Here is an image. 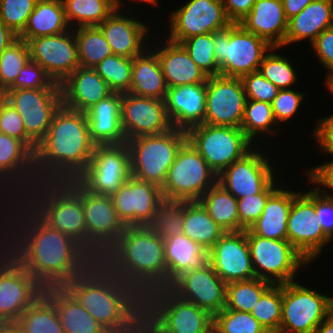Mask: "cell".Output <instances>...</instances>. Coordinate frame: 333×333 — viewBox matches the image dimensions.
I'll use <instances>...</instances> for the list:
<instances>
[{
    "mask_svg": "<svg viewBox=\"0 0 333 333\" xmlns=\"http://www.w3.org/2000/svg\"><path fill=\"white\" fill-rule=\"evenodd\" d=\"M209 263L226 284L256 278L246 230L225 232L209 250Z\"/></svg>",
    "mask_w": 333,
    "mask_h": 333,
    "instance_id": "obj_25",
    "label": "cell"
},
{
    "mask_svg": "<svg viewBox=\"0 0 333 333\" xmlns=\"http://www.w3.org/2000/svg\"><path fill=\"white\" fill-rule=\"evenodd\" d=\"M277 124L270 103L263 101L246 100L241 129L246 136L254 142L256 136L263 132L274 133L271 125ZM273 130V131H271Z\"/></svg>",
    "mask_w": 333,
    "mask_h": 333,
    "instance_id": "obj_48",
    "label": "cell"
},
{
    "mask_svg": "<svg viewBox=\"0 0 333 333\" xmlns=\"http://www.w3.org/2000/svg\"><path fill=\"white\" fill-rule=\"evenodd\" d=\"M132 176L127 143L95 145L90 164L75 178L87 191L112 196Z\"/></svg>",
    "mask_w": 333,
    "mask_h": 333,
    "instance_id": "obj_13",
    "label": "cell"
},
{
    "mask_svg": "<svg viewBox=\"0 0 333 333\" xmlns=\"http://www.w3.org/2000/svg\"><path fill=\"white\" fill-rule=\"evenodd\" d=\"M7 102V93L6 90L0 89V111L3 105Z\"/></svg>",
    "mask_w": 333,
    "mask_h": 333,
    "instance_id": "obj_69",
    "label": "cell"
},
{
    "mask_svg": "<svg viewBox=\"0 0 333 333\" xmlns=\"http://www.w3.org/2000/svg\"><path fill=\"white\" fill-rule=\"evenodd\" d=\"M121 125L126 140L156 135L172 128L164 100L122 93Z\"/></svg>",
    "mask_w": 333,
    "mask_h": 333,
    "instance_id": "obj_23",
    "label": "cell"
},
{
    "mask_svg": "<svg viewBox=\"0 0 333 333\" xmlns=\"http://www.w3.org/2000/svg\"><path fill=\"white\" fill-rule=\"evenodd\" d=\"M119 219L125 226H147L164 199L161 188L131 176L111 196Z\"/></svg>",
    "mask_w": 333,
    "mask_h": 333,
    "instance_id": "obj_26",
    "label": "cell"
},
{
    "mask_svg": "<svg viewBox=\"0 0 333 333\" xmlns=\"http://www.w3.org/2000/svg\"><path fill=\"white\" fill-rule=\"evenodd\" d=\"M315 333H333V312L316 328Z\"/></svg>",
    "mask_w": 333,
    "mask_h": 333,
    "instance_id": "obj_67",
    "label": "cell"
},
{
    "mask_svg": "<svg viewBox=\"0 0 333 333\" xmlns=\"http://www.w3.org/2000/svg\"><path fill=\"white\" fill-rule=\"evenodd\" d=\"M30 60L26 41L17 39L0 54V87L8 90L16 81L22 67Z\"/></svg>",
    "mask_w": 333,
    "mask_h": 333,
    "instance_id": "obj_49",
    "label": "cell"
},
{
    "mask_svg": "<svg viewBox=\"0 0 333 333\" xmlns=\"http://www.w3.org/2000/svg\"><path fill=\"white\" fill-rule=\"evenodd\" d=\"M214 56L220 75L241 78L259 70L262 59L272 46L246 31L239 23L213 33Z\"/></svg>",
    "mask_w": 333,
    "mask_h": 333,
    "instance_id": "obj_8",
    "label": "cell"
},
{
    "mask_svg": "<svg viewBox=\"0 0 333 333\" xmlns=\"http://www.w3.org/2000/svg\"><path fill=\"white\" fill-rule=\"evenodd\" d=\"M63 287L109 333L130 330L144 315V298L100 260Z\"/></svg>",
    "mask_w": 333,
    "mask_h": 333,
    "instance_id": "obj_2",
    "label": "cell"
},
{
    "mask_svg": "<svg viewBox=\"0 0 333 333\" xmlns=\"http://www.w3.org/2000/svg\"><path fill=\"white\" fill-rule=\"evenodd\" d=\"M38 0H0V21L16 35L25 29Z\"/></svg>",
    "mask_w": 333,
    "mask_h": 333,
    "instance_id": "obj_53",
    "label": "cell"
},
{
    "mask_svg": "<svg viewBox=\"0 0 333 333\" xmlns=\"http://www.w3.org/2000/svg\"><path fill=\"white\" fill-rule=\"evenodd\" d=\"M1 333H27L17 322L1 323Z\"/></svg>",
    "mask_w": 333,
    "mask_h": 333,
    "instance_id": "obj_68",
    "label": "cell"
},
{
    "mask_svg": "<svg viewBox=\"0 0 333 333\" xmlns=\"http://www.w3.org/2000/svg\"><path fill=\"white\" fill-rule=\"evenodd\" d=\"M214 333H268L251 313L224 308L214 316Z\"/></svg>",
    "mask_w": 333,
    "mask_h": 333,
    "instance_id": "obj_50",
    "label": "cell"
},
{
    "mask_svg": "<svg viewBox=\"0 0 333 333\" xmlns=\"http://www.w3.org/2000/svg\"><path fill=\"white\" fill-rule=\"evenodd\" d=\"M299 193L277 188L267 199L261 216L249 229L263 238L287 240L290 208Z\"/></svg>",
    "mask_w": 333,
    "mask_h": 333,
    "instance_id": "obj_36",
    "label": "cell"
},
{
    "mask_svg": "<svg viewBox=\"0 0 333 333\" xmlns=\"http://www.w3.org/2000/svg\"><path fill=\"white\" fill-rule=\"evenodd\" d=\"M7 102L20 114L27 136L38 145L63 105L61 89H8Z\"/></svg>",
    "mask_w": 333,
    "mask_h": 333,
    "instance_id": "obj_17",
    "label": "cell"
},
{
    "mask_svg": "<svg viewBox=\"0 0 333 333\" xmlns=\"http://www.w3.org/2000/svg\"><path fill=\"white\" fill-rule=\"evenodd\" d=\"M333 312V298L296 281L282 284V319L279 333H315Z\"/></svg>",
    "mask_w": 333,
    "mask_h": 333,
    "instance_id": "obj_11",
    "label": "cell"
},
{
    "mask_svg": "<svg viewBox=\"0 0 333 333\" xmlns=\"http://www.w3.org/2000/svg\"><path fill=\"white\" fill-rule=\"evenodd\" d=\"M74 34L78 44L80 67L94 68L104 58L113 54L98 26L76 27Z\"/></svg>",
    "mask_w": 333,
    "mask_h": 333,
    "instance_id": "obj_43",
    "label": "cell"
},
{
    "mask_svg": "<svg viewBox=\"0 0 333 333\" xmlns=\"http://www.w3.org/2000/svg\"><path fill=\"white\" fill-rule=\"evenodd\" d=\"M17 39L18 35L0 21V54Z\"/></svg>",
    "mask_w": 333,
    "mask_h": 333,
    "instance_id": "obj_65",
    "label": "cell"
},
{
    "mask_svg": "<svg viewBox=\"0 0 333 333\" xmlns=\"http://www.w3.org/2000/svg\"><path fill=\"white\" fill-rule=\"evenodd\" d=\"M276 189L273 181L263 192L237 199L238 232L251 228L261 216L267 199Z\"/></svg>",
    "mask_w": 333,
    "mask_h": 333,
    "instance_id": "obj_54",
    "label": "cell"
},
{
    "mask_svg": "<svg viewBox=\"0 0 333 333\" xmlns=\"http://www.w3.org/2000/svg\"><path fill=\"white\" fill-rule=\"evenodd\" d=\"M186 134L187 140L217 176L252 150V141L240 127L203 123L189 129Z\"/></svg>",
    "mask_w": 333,
    "mask_h": 333,
    "instance_id": "obj_10",
    "label": "cell"
},
{
    "mask_svg": "<svg viewBox=\"0 0 333 333\" xmlns=\"http://www.w3.org/2000/svg\"><path fill=\"white\" fill-rule=\"evenodd\" d=\"M198 201L225 232H238V201L230 192L216 183Z\"/></svg>",
    "mask_w": 333,
    "mask_h": 333,
    "instance_id": "obj_40",
    "label": "cell"
},
{
    "mask_svg": "<svg viewBox=\"0 0 333 333\" xmlns=\"http://www.w3.org/2000/svg\"><path fill=\"white\" fill-rule=\"evenodd\" d=\"M21 199L52 229L69 235L87 250L81 185L75 179L38 181Z\"/></svg>",
    "mask_w": 333,
    "mask_h": 333,
    "instance_id": "obj_5",
    "label": "cell"
},
{
    "mask_svg": "<svg viewBox=\"0 0 333 333\" xmlns=\"http://www.w3.org/2000/svg\"><path fill=\"white\" fill-rule=\"evenodd\" d=\"M333 26V0H315L288 20L284 46L305 40L312 43L325 29Z\"/></svg>",
    "mask_w": 333,
    "mask_h": 333,
    "instance_id": "obj_35",
    "label": "cell"
},
{
    "mask_svg": "<svg viewBox=\"0 0 333 333\" xmlns=\"http://www.w3.org/2000/svg\"><path fill=\"white\" fill-rule=\"evenodd\" d=\"M303 94L292 89H280L271 103L273 115L278 123L287 121L297 112L303 101Z\"/></svg>",
    "mask_w": 333,
    "mask_h": 333,
    "instance_id": "obj_58",
    "label": "cell"
},
{
    "mask_svg": "<svg viewBox=\"0 0 333 333\" xmlns=\"http://www.w3.org/2000/svg\"><path fill=\"white\" fill-rule=\"evenodd\" d=\"M246 100L240 78L208 77L204 124L241 127Z\"/></svg>",
    "mask_w": 333,
    "mask_h": 333,
    "instance_id": "obj_19",
    "label": "cell"
},
{
    "mask_svg": "<svg viewBox=\"0 0 333 333\" xmlns=\"http://www.w3.org/2000/svg\"><path fill=\"white\" fill-rule=\"evenodd\" d=\"M312 1L315 0H282L286 18L298 15Z\"/></svg>",
    "mask_w": 333,
    "mask_h": 333,
    "instance_id": "obj_64",
    "label": "cell"
},
{
    "mask_svg": "<svg viewBox=\"0 0 333 333\" xmlns=\"http://www.w3.org/2000/svg\"><path fill=\"white\" fill-rule=\"evenodd\" d=\"M287 240L310 263L316 259L323 246L332 241L322 230L314 207V187L299 193L290 208Z\"/></svg>",
    "mask_w": 333,
    "mask_h": 333,
    "instance_id": "obj_18",
    "label": "cell"
},
{
    "mask_svg": "<svg viewBox=\"0 0 333 333\" xmlns=\"http://www.w3.org/2000/svg\"><path fill=\"white\" fill-rule=\"evenodd\" d=\"M166 41L163 48H155L154 52L158 56L168 88L207 82L208 76L191 59L184 46L169 39Z\"/></svg>",
    "mask_w": 333,
    "mask_h": 333,
    "instance_id": "obj_32",
    "label": "cell"
},
{
    "mask_svg": "<svg viewBox=\"0 0 333 333\" xmlns=\"http://www.w3.org/2000/svg\"><path fill=\"white\" fill-rule=\"evenodd\" d=\"M152 52V53H151ZM148 48L133 58L132 78L129 93L136 96L164 100L168 86L157 54Z\"/></svg>",
    "mask_w": 333,
    "mask_h": 333,
    "instance_id": "obj_37",
    "label": "cell"
},
{
    "mask_svg": "<svg viewBox=\"0 0 333 333\" xmlns=\"http://www.w3.org/2000/svg\"><path fill=\"white\" fill-rule=\"evenodd\" d=\"M16 322L27 333H64L55 305L44 294Z\"/></svg>",
    "mask_w": 333,
    "mask_h": 333,
    "instance_id": "obj_42",
    "label": "cell"
},
{
    "mask_svg": "<svg viewBox=\"0 0 333 333\" xmlns=\"http://www.w3.org/2000/svg\"><path fill=\"white\" fill-rule=\"evenodd\" d=\"M27 44L30 60L38 63L55 83L61 84L80 66L72 28L64 33L30 39Z\"/></svg>",
    "mask_w": 333,
    "mask_h": 333,
    "instance_id": "obj_21",
    "label": "cell"
},
{
    "mask_svg": "<svg viewBox=\"0 0 333 333\" xmlns=\"http://www.w3.org/2000/svg\"><path fill=\"white\" fill-rule=\"evenodd\" d=\"M94 147L85 112L62 105L55 113L45 138L37 145V180L75 179L90 164Z\"/></svg>",
    "mask_w": 333,
    "mask_h": 333,
    "instance_id": "obj_3",
    "label": "cell"
},
{
    "mask_svg": "<svg viewBox=\"0 0 333 333\" xmlns=\"http://www.w3.org/2000/svg\"><path fill=\"white\" fill-rule=\"evenodd\" d=\"M37 182L35 153L22 140L0 132V202L21 198Z\"/></svg>",
    "mask_w": 333,
    "mask_h": 333,
    "instance_id": "obj_16",
    "label": "cell"
},
{
    "mask_svg": "<svg viewBox=\"0 0 333 333\" xmlns=\"http://www.w3.org/2000/svg\"><path fill=\"white\" fill-rule=\"evenodd\" d=\"M250 313L268 333H279L282 319V284H272Z\"/></svg>",
    "mask_w": 333,
    "mask_h": 333,
    "instance_id": "obj_47",
    "label": "cell"
},
{
    "mask_svg": "<svg viewBox=\"0 0 333 333\" xmlns=\"http://www.w3.org/2000/svg\"><path fill=\"white\" fill-rule=\"evenodd\" d=\"M183 234L209 251L225 231L199 201H184Z\"/></svg>",
    "mask_w": 333,
    "mask_h": 333,
    "instance_id": "obj_39",
    "label": "cell"
},
{
    "mask_svg": "<svg viewBox=\"0 0 333 333\" xmlns=\"http://www.w3.org/2000/svg\"><path fill=\"white\" fill-rule=\"evenodd\" d=\"M169 40L181 43L200 34L214 33L232 24L223 0H190L172 12Z\"/></svg>",
    "mask_w": 333,
    "mask_h": 333,
    "instance_id": "obj_20",
    "label": "cell"
},
{
    "mask_svg": "<svg viewBox=\"0 0 333 333\" xmlns=\"http://www.w3.org/2000/svg\"><path fill=\"white\" fill-rule=\"evenodd\" d=\"M226 286L208 263L200 269L181 274L168 288L181 299L192 302L214 317L225 308Z\"/></svg>",
    "mask_w": 333,
    "mask_h": 333,
    "instance_id": "obj_22",
    "label": "cell"
},
{
    "mask_svg": "<svg viewBox=\"0 0 333 333\" xmlns=\"http://www.w3.org/2000/svg\"><path fill=\"white\" fill-rule=\"evenodd\" d=\"M257 0H223L227 17L232 23H238L252 9Z\"/></svg>",
    "mask_w": 333,
    "mask_h": 333,
    "instance_id": "obj_62",
    "label": "cell"
},
{
    "mask_svg": "<svg viewBox=\"0 0 333 333\" xmlns=\"http://www.w3.org/2000/svg\"><path fill=\"white\" fill-rule=\"evenodd\" d=\"M63 106L85 112L113 93L94 68H76L61 84Z\"/></svg>",
    "mask_w": 333,
    "mask_h": 333,
    "instance_id": "obj_28",
    "label": "cell"
},
{
    "mask_svg": "<svg viewBox=\"0 0 333 333\" xmlns=\"http://www.w3.org/2000/svg\"><path fill=\"white\" fill-rule=\"evenodd\" d=\"M238 23L272 47L284 46L288 19L282 0H257L251 11Z\"/></svg>",
    "mask_w": 333,
    "mask_h": 333,
    "instance_id": "obj_29",
    "label": "cell"
},
{
    "mask_svg": "<svg viewBox=\"0 0 333 333\" xmlns=\"http://www.w3.org/2000/svg\"><path fill=\"white\" fill-rule=\"evenodd\" d=\"M217 175L186 140L177 152L161 188L164 199L198 201L217 183Z\"/></svg>",
    "mask_w": 333,
    "mask_h": 333,
    "instance_id": "obj_9",
    "label": "cell"
},
{
    "mask_svg": "<svg viewBox=\"0 0 333 333\" xmlns=\"http://www.w3.org/2000/svg\"><path fill=\"white\" fill-rule=\"evenodd\" d=\"M167 264V287L181 274L200 269L209 263V251L183 233L164 239Z\"/></svg>",
    "mask_w": 333,
    "mask_h": 333,
    "instance_id": "obj_33",
    "label": "cell"
},
{
    "mask_svg": "<svg viewBox=\"0 0 333 333\" xmlns=\"http://www.w3.org/2000/svg\"><path fill=\"white\" fill-rule=\"evenodd\" d=\"M246 99L254 101H263L272 103L280 90L269 80H267L260 71L251 72L241 78Z\"/></svg>",
    "mask_w": 333,
    "mask_h": 333,
    "instance_id": "obj_56",
    "label": "cell"
},
{
    "mask_svg": "<svg viewBox=\"0 0 333 333\" xmlns=\"http://www.w3.org/2000/svg\"><path fill=\"white\" fill-rule=\"evenodd\" d=\"M191 59L210 76L220 75V67L214 56L213 33L200 34L181 42Z\"/></svg>",
    "mask_w": 333,
    "mask_h": 333,
    "instance_id": "obj_51",
    "label": "cell"
},
{
    "mask_svg": "<svg viewBox=\"0 0 333 333\" xmlns=\"http://www.w3.org/2000/svg\"><path fill=\"white\" fill-rule=\"evenodd\" d=\"M186 140V132L174 127L162 134L144 135L127 140L132 176L162 188L168 170Z\"/></svg>",
    "mask_w": 333,
    "mask_h": 333,
    "instance_id": "obj_7",
    "label": "cell"
},
{
    "mask_svg": "<svg viewBox=\"0 0 333 333\" xmlns=\"http://www.w3.org/2000/svg\"><path fill=\"white\" fill-rule=\"evenodd\" d=\"M183 225L184 201L163 199L146 227L165 239L182 234Z\"/></svg>",
    "mask_w": 333,
    "mask_h": 333,
    "instance_id": "obj_45",
    "label": "cell"
},
{
    "mask_svg": "<svg viewBox=\"0 0 333 333\" xmlns=\"http://www.w3.org/2000/svg\"><path fill=\"white\" fill-rule=\"evenodd\" d=\"M269 162L264 153L251 150L223 170L217 183L237 199L261 193L275 178Z\"/></svg>",
    "mask_w": 333,
    "mask_h": 333,
    "instance_id": "obj_24",
    "label": "cell"
},
{
    "mask_svg": "<svg viewBox=\"0 0 333 333\" xmlns=\"http://www.w3.org/2000/svg\"><path fill=\"white\" fill-rule=\"evenodd\" d=\"M126 333H158L156 329L142 317L130 330Z\"/></svg>",
    "mask_w": 333,
    "mask_h": 333,
    "instance_id": "obj_66",
    "label": "cell"
},
{
    "mask_svg": "<svg viewBox=\"0 0 333 333\" xmlns=\"http://www.w3.org/2000/svg\"><path fill=\"white\" fill-rule=\"evenodd\" d=\"M86 231L87 251L100 260L120 238L126 226L119 219L111 196L99 195L81 186Z\"/></svg>",
    "mask_w": 333,
    "mask_h": 333,
    "instance_id": "obj_15",
    "label": "cell"
},
{
    "mask_svg": "<svg viewBox=\"0 0 333 333\" xmlns=\"http://www.w3.org/2000/svg\"><path fill=\"white\" fill-rule=\"evenodd\" d=\"M132 1H135V0H132ZM136 1H141V2H147V3H151L152 5L154 4L155 6H158V0H136Z\"/></svg>",
    "mask_w": 333,
    "mask_h": 333,
    "instance_id": "obj_71",
    "label": "cell"
},
{
    "mask_svg": "<svg viewBox=\"0 0 333 333\" xmlns=\"http://www.w3.org/2000/svg\"><path fill=\"white\" fill-rule=\"evenodd\" d=\"M55 305L64 333H109L64 287L44 288Z\"/></svg>",
    "mask_w": 333,
    "mask_h": 333,
    "instance_id": "obj_34",
    "label": "cell"
},
{
    "mask_svg": "<svg viewBox=\"0 0 333 333\" xmlns=\"http://www.w3.org/2000/svg\"><path fill=\"white\" fill-rule=\"evenodd\" d=\"M313 135L317 138L323 152L333 155V114L319 120Z\"/></svg>",
    "mask_w": 333,
    "mask_h": 333,
    "instance_id": "obj_61",
    "label": "cell"
},
{
    "mask_svg": "<svg viewBox=\"0 0 333 333\" xmlns=\"http://www.w3.org/2000/svg\"><path fill=\"white\" fill-rule=\"evenodd\" d=\"M116 9L98 27L108 41L113 54L134 58L141 55L147 48L144 37L147 34V25L140 20L128 18L118 13Z\"/></svg>",
    "mask_w": 333,
    "mask_h": 333,
    "instance_id": "obj_31",
    "label": "cell"
},
{
    "mask_svg": "<svg viewBox=\"0 0 333 333\" xmlns=\"http://www.w3.org/2000/svg\"><path fill=\"white\" fill-rule=\"evenodd\" d=\"M9 89H61V86L53 82L38 63L29 60Z\"/></svg>",
    "mask_w": 333,
    "mask_h": 333,
    "instance_id": "obj_55",
    "label": "cell"
},
{
    "mask_svg": "<svg viewBox=\"0 0 333 333\" xmlns=\"http://www.w3.org/2000/svg\"><path fill=\"white\" fill-rule=\"evenodd\" d=\"M309 177L318 186H325L333 189V160L308 171Z\"/></svg>",
    "mask_w": 333,
    "mask_h": 333,
    "instance_id": "obj_63",
    "label": "cell"
},
{
    "mask_svg": "<svg viewBox=\"0 0 333 333\" xmlns=\"http://www.w3.org/2000/svg\"><path fill=\"white\" fill-rule=\"evenodd\" d=\"M273 283L259 278L228 283L225 308L250 313Z\"/></svg>",
    "mask_w": 333,
    "mask_h": 333,
    "instance_id": "obj_44",
    "label": "cell"
},
{
    "mask_svg": "<svg viewBox=\"0 0 333 333\" xmlns=\"http://www.w3.org/2000/svg\"><path fill=\"white\" fill-rule=\"evenodd\" d=\"M143 317L158 333H213L214 317L168 287L144 297Z\"/></svg>",
    "mask_w": 333,
    "mask_h": 333,
    "instance_id": "obj_6",
    "label": "cell"
},
{
    "mask_svg": "<svg viewBox=\"0 0 333 333\" xmlns=\"http://www.w3.org/2000/svg\"><path fill=\"white\" fill-rule=\"evenodd\" d=\"M0 132L22 140L35 153L37 145L27 136L20 114L8 102L0 111Z\"/></svg>",
    "mask_w": 333,
    "mask_h": 333,
    "instance_id": "obj_57",
    "label": "cell"
},
{
    "mask_svg": "<svg viewBox=\"0 0 333 333\" xmlns=\"http://www.w3.org/2000/svg\"><path fill=\"white\" fill-rule=\"evenodd\" d=\"M164 103L172 127L187 132L202 125L205 116L206 82L169 87Z\"/></svg>",
    "mask_w": 333,
    "mask_h": 333,
    "instance_id": "obj_27",
    "label": "cell"
},
{
    "mask_svg": "<svg viewBox=\"0 0 333 333\" xmlns=\"http://www.w3.org/2000/svg\"><path fill=\"white\" fill-rule=\"evenodd\" d=\"M122 93L113 92L85 111L90 138L95 145L126 143L121 125Z\"/></svg>",
    "mask_w": 333,
    "mask_h": 333,
    "instance_id": "obj_30",
    "label": "cell"
},
{
    "mask_svg": "<svg viewBox=\"0 0 333 333\" xmlns=\"http://www.w3.org/2000/svg\"><path fill=\"white\" fill-rule=\"evenodd\" d=\"M113 1L116 3V7L121 10L120 8V6H122L121 1L120 0H113Z\"/></svg>",
    "mask_w": 333,
    "mask_h": 333,
    "instance_id": "obj_72",
    "label": "cell"
},
{
    "mask_svg": "<svg viewBox=\"0 0 333 333\" xmlns=\"http://www.w3.org/2000/svg\"><path fill=\"white\" fill-rule=\"evenodd\" d=\"M100 261L143 298L167 288L164 239L146 226H126Z\"/></svg>",
    "mask_w": 333,
    "mask_h": 333,
    "instance_id": "obj_4",
    "label": "cell"
},
{
    "mask_svg": "<svg viewBox=\"0 0 333 333\" xmlns=\"http://www.w3.org/2000/svg\"><path fill=\"white\" fill-rule=\"evenodd\" d=\"M44 287L0 245V323L16 322Z\"/></svg>",
    "mask_w": 333,
    "mask_h": 333,
    "instance_id": "obj_14",
    "label": "cell"
},
{
    "mask_svg": "<svg viewBox=\"0 0 333 333\" xmlns=\"http://www.w3.org/2000/svg\"><path fill=\"white\" fill-rule=\"evenodd\" d=\"M279 47H272L264 55L259 67L260 73L279 89H289L297 81V75L291 62L284 56L274 53Z\"/></svg>",
    "mask_w": 333,
    "mask_h": 333,
    "instance_id": "obj_52",
    "label": "cell"
},
{
    "mask_svg": "<svg viewBox=\"0 0 333 333\" xmlns=\"http://www.w3.org/2000/svg\"><path fill=\"white\" fill-rule=\"evenodd\" d=\"M255 277L273 284L294 281L300 267L309 262L288 240H276L255 235L246 230Z\"/></svg>",
    "mask_w": 333,
    "mask_h": 333,
    "instance_id": "obj_12",
    "label": "cell"
},
{
    "mask_svg": "<svg viewBox=\"0 0 333 333\" xmlns=\"http://www.w3.org/2000/svg\"><path fill=\"white\" fill-rule=\"evenodd\" d=\"M311 47L329 71L327 77L333 75V26L323 30L311 43Z\"/></svg>",
    "mask_w": 333,
    "mask_h": 333,
    "instance_id": "obj_60",
    "label": "cell"
},
{
    "mask_svg": "<svg viewBox=\"0 0 333 333\" xmlns=\"http://www.w3.org/2000/svg\"><path fill=\"white\" fill-rule=\"evenodd\" d=\"M325 80H326V86H327V88L332 92V94H333V75H331V76H329V77H326L325 78Z\"/></svg>",
    "mask_w": 333,
    "mask_h": 333,
    "instance_id": "obj_70",
    "label": "cell"
},
{
    "mask_svg": "<svg viewBox=\"0 0 333 333\" xmlns=\"http://www.w3.org/2000/svg\"><path fill=\"white\" fill-rule=\"evenodd\" d=\"M62 2L69 26L75 22L78 23L75 24L78 27L99 26L117 9L113 0H62Z\"/></svg>",
    "mask_w": 333,
    "mask_h": 333,
    "instance_id": "obj_41",
    "label": "cell"
},
{
    "mask_svg": "<svg viewBox=\"0 0 333 333\" xmlns=\"http://www.w3.org/2000/svg\"><path fill=\"white\" fill-rule=\"evenodd\" d=\"M7 200L0 203V245L44 288L63 287L96 261L75 239L47 225L21 198Z\"/></svg>",
    "mask_w": 333,
    "mask_h": 333,
    "instance_id": "obj_1",
    "label": "cell"
},
{
    "mask_svg": "<svg viewBox=\"0 0 333 333\" xmlns=\"http://www.w3.org/2000/svg\"><path fill=\"white\" fill-rule=\"evenodd\" d=\"M133 58L112 54L94 67L113 92L130 90Z\"/></svg>",
    "mask_w": 333,
    "mask_h": 333,
    "instance_id": "obj_46",
    "label": "cell"
},
{
    "mask_svg": "<svg viewBox=\"0 0 333 333\" xmlns=\"http://www.w3.org/2000/svg\"><path fill=\"white\" fill-rule=\"evenodd\" d=\"M70 28L62 0H38L18 38L27 42L40 36L64 33Z\"/></svg>",
    "mask_w": 333,
    "mask_h": 333,
    "instance_id": "obj_38",
    "label": "cell"
},
{
    "mask_svg": "<svg viewBox=\"0 0 333 333\" xmlns=\"http://www.w3.org/2000/svg\"><path fill=\"white\" fill-rule=\"evenodd\" d=\"M310 182L314 183V207L317 217L320 220L323 232L333 240V195L326 193L327 190L320 191V186L311 179Z\"/></svg>",
    "mask_w": 333,
    "mask_h": 333,
    "instance_id": "obj_59",
    "label": "cell"
}]
</instances>
